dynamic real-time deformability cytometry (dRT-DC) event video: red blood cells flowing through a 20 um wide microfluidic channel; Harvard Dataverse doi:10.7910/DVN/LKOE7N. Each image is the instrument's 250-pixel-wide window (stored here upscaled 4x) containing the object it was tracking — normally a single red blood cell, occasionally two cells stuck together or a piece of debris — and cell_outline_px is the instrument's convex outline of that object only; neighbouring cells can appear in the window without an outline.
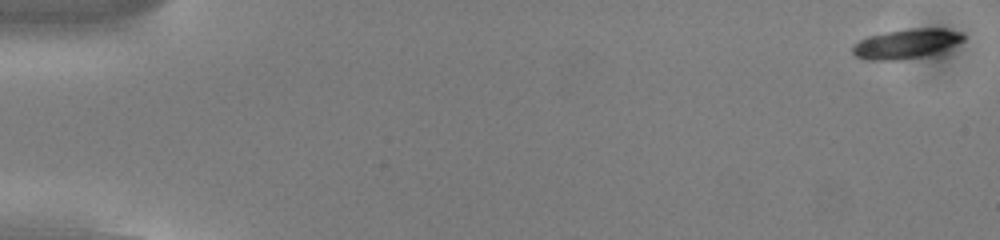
{"species": "common noctule bat (a hibernating species)", "species_latin": "Nyctalus noctula", "temperature_condition": "cold", "stored_images_in_passage": 16, "camera_frame_rate_fps": 3000, "um_per_image_px": 0.085, "animal": {"sex": "male", "body_mass_g": 13.0, "forearm_length_mm": 53.1}, "frame": {"image": 1, "passage_image": 1, "time_ms": 0.0, "image_size_px": [1000, 240], "cell_outline_px": [[964, 40], [936, 52], [924, 56], [900, 60], [864, 60], [856, 56], [852, 52], [852, 48], [860, 40], [868, 36], [908, 28], [944, 28], [960, 32], [964, 36]], "centroid_in_image_um": [77.0, 3.72], "position_along_channel_um": 8.0, "area_um2": 18.84}}